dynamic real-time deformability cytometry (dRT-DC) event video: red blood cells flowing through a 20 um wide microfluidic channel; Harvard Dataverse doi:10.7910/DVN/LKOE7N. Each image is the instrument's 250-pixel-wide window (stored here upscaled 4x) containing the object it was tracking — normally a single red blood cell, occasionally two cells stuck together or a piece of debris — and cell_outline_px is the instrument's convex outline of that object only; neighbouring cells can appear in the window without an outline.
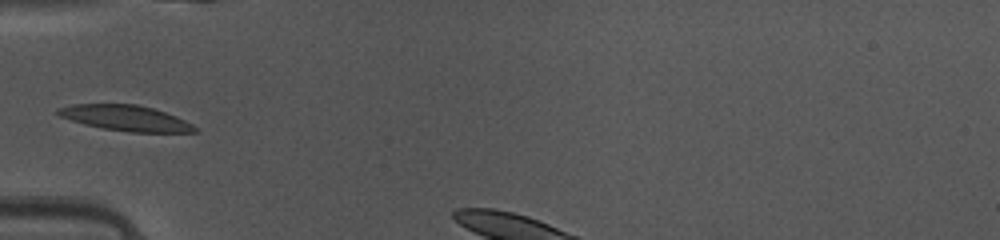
{"species": "common noctule bat (a hibernating species)", "species_latin": "Nyctalus noctula", "temperature_condition": "warm", "stored_images_in_passage": 3, "camera_frame_rate_fps": 3000, "um_per_image_px": 0.085, "animal": {"sex": "female", "body_mass_g": 10.0, "forearm_length_mm": 53.1}, "frame": {"image": 1, "passage_image": 1, "time_ms": 0.0, "image_size_px": [1000, 240], "cell_outline_px": [[196, 132], [132, 132], [104, 128], [84, 124], [60, 116], [56, 112], [56, 108], [72, 104], [136, 104], [152, 108], [176, 116], [192, 124], [196, 128]], "centroid_in_image_um": [10.66, 10.02], "position_along_channel_um": 74.3, "area_um2": 20.11}}